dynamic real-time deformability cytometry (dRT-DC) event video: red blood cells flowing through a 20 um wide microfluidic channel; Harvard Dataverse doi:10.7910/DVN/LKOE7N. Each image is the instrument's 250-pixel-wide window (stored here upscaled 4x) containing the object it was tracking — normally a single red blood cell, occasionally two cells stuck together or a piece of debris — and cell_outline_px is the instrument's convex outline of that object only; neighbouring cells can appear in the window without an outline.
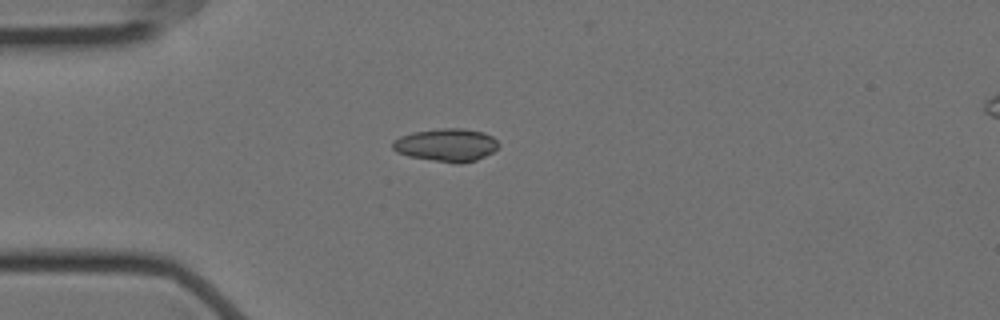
{"species": "Egyptian fruit bat (a non-hibernating species)", "species_latin": "Rousettus aegyptiacus", "temperature_condition": "cold", "stored_images_in_passage": 43, "camera_frame_rate_fps": 3000, "um_per_image_px": 0.085, "animal": {"sex": "female"}, "frame": {"image": 1, "passage_image": 1, "time_ms": 0.0, "image_size_px": [1000, 320], "cell_outline_px": [[500, 144], [492, 152], [476, 160], [460, 164], [456, 164], [408, 156], [396, 152], [392, 148], [392, 140], [400, 136], [416, 132], [440, 128], [464, 128], [484, 132], [492, 136]], "centroid_in_image_um": [37.94, 12.32], "position_along_channel_um": 47.1, "area_um2": 20.4}}
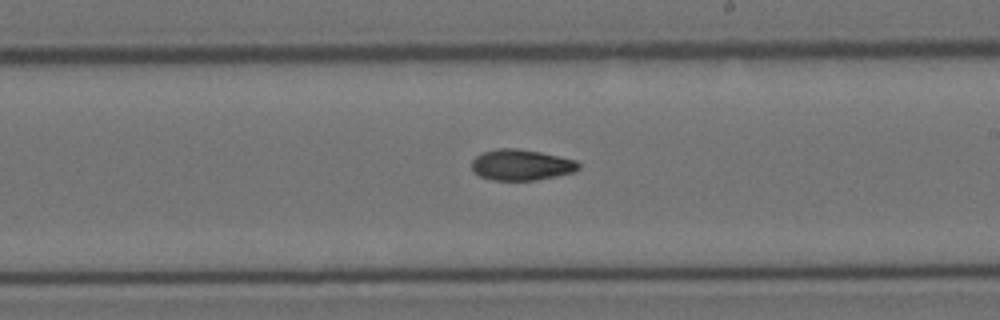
{"frame": {"image": 2, "passage_image": 19, "time_ms": 6.0, "image_size_px": [1000, 320], "cell_outline_px": [[580, 168], [572, 172], [556, 176], [536, 180], [492, 180], [480, 176], [472, 168], [472, 160], [476, 156], [484, 152], [496, 148], [516, 148], [540, 152], [576, 160], [580, 164]], "centroid_in_image_um": [44.31, 14.01], "position_along_channel_um": 244.7, "area_um2": 19.13}}
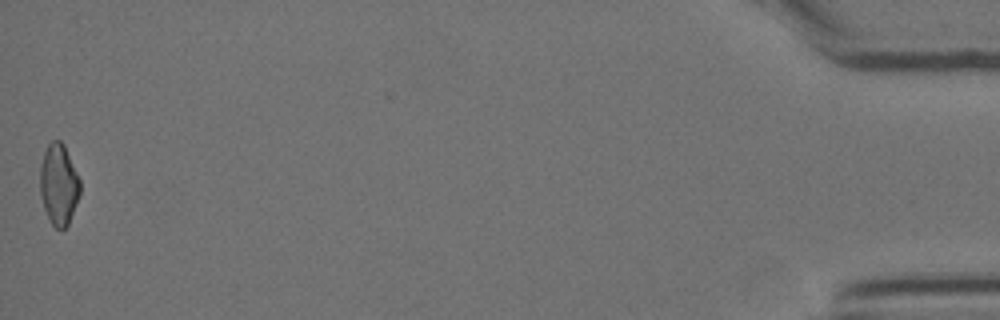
{"frame": {"image": 3, "passage_image": 43, "time_ms": 14.0, "image_size_px": [1000, 320], "cell_outline_px": [[80, 192], [68, 224], [64, 228], [56, 228], [52, 224], [44, 208], [40, 196], [40, 164], [44, 152], [48, 144], [52, 140], [60, 140], [64, 144], [80, 180]], "centroid_in_image_um": [4.98, 15.64], "position_along_channel_um": 430.2, "area_um2": 18.73}, "authors_computed_cell_mechanics": {"area_um2": 19.1896, "velocity_mm_per_s": 3.5333, "shape_relaxation_time_tau1_ms": 8.3307, "shape_relaxation_time_tau2_ms": null, "deformation_change_tau1": 0.209, "deformation_change_tau2": null}}